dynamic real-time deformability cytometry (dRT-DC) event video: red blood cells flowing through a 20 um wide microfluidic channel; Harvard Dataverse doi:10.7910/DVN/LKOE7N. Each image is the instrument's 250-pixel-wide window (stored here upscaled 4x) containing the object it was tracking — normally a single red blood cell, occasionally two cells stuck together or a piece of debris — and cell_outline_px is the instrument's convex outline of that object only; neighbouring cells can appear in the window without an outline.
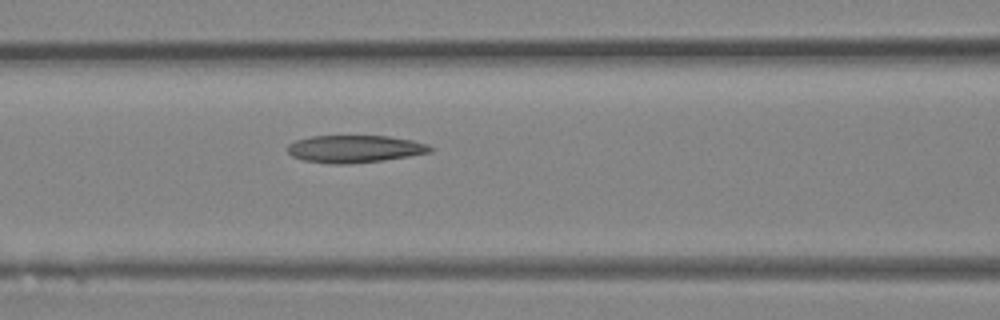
{"species": "Egyptian fruit bat (a non-hibernating species)", "species_latin": "Rousettus aegyptiacus", "temperature_condition": "room temperature", "stored_images_in_passage": 15, "camera_frame_rate_fps": 3000, "um_per_image_px": 0.085, "animal": {"sex": "female"}, "frame": {"image": 1, "passage_image": 7, "time_ms": 2.0, "image_size_px": [1000, 320], "cell_outline_px": [[432, 152], [384, 160], [348, 164], [332, 164], [304, 160], [292, 156], [288, 152], [288, 144], [296, 140], [312, 136], [388, 136], [412, 140], [428, 144], [432, 148]], "centroid_in_image_um": [30.15, 12.65], "position_along_channel_um": 136.4, "area_um2": 22.72}}
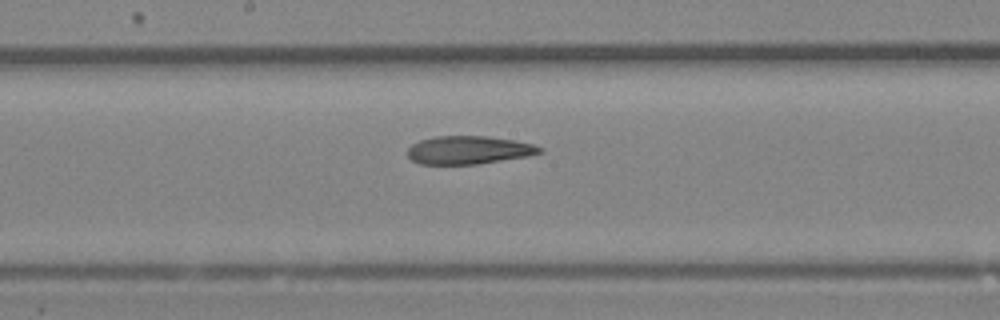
{"frame": {"image": 2, "passage_image": 11, "time_ms": 3.333, "image_size_px": [1000, 320], "cell_outline_px": [[544, 152], [528, 156], [476, 164], [420, 164], [412, 160], [408, 156], [408, 148], [412, 144], [420, 140], [436, 136], [488, 136], [512, 140], [532, 144], [544, 148]], "centroid_in_image_um": [39.85, 12.75], "position_along_channel_um": 208.4, "area_um2": 21.62}}
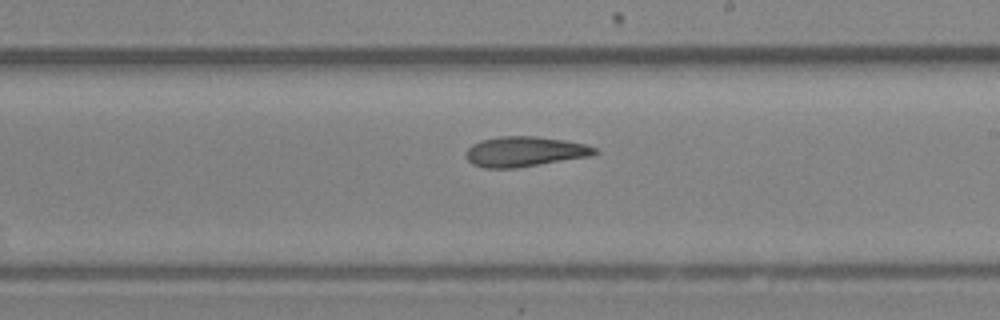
{"frame": {"image": 3, "passage_image": 13, "time_ms": 4.0, "image_size_px": [1000, 320], "cell_outline_px": [[600, 152], [592, 156], [516, 168], [484, 168], [472, 164], [464, 156], [468, 148], [472, 144], [480, 140], [500, 136], [536, 136], [564, 140], [584, 144], [596, 148]], "centroid_in_image_um": [44.59, 12.89], "position_along_channel_um": 244.4, "area_um2": 22.77}}